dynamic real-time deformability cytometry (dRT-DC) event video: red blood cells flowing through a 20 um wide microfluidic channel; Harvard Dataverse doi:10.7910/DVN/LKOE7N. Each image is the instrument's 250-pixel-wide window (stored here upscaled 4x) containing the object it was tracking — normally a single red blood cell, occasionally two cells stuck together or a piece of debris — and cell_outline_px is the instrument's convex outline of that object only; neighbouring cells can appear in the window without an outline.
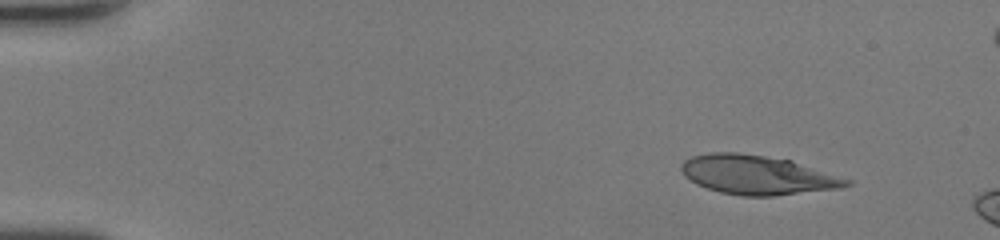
{"species": "human", "species_latin": "Homo sapiens", "temperature_condition": "room temperature", "stored_images_in_passage": 7, "camera_frame_rate_fps": 3000, "um_per_image_px": 0.085, "donor": {"sex": "female"}, "frame": {"image": 1, "passage_image": 1, "time_ms": 0.0, "image_size_px": [1000, 240], "cell_outline_px": [[852, 184], [840, 188], [776, 196], [744, 196], [720, 192], [696, 184], [684, 176], [680, 168], [680, 164], [684, 160], [692, 156], [708, 152], [736, 152], [792, 160], [852, 180]], "centroid_in_image_um": [64.37, 14.87], "position_along_channel_um": 20.6, "area_um2": 37.86}}